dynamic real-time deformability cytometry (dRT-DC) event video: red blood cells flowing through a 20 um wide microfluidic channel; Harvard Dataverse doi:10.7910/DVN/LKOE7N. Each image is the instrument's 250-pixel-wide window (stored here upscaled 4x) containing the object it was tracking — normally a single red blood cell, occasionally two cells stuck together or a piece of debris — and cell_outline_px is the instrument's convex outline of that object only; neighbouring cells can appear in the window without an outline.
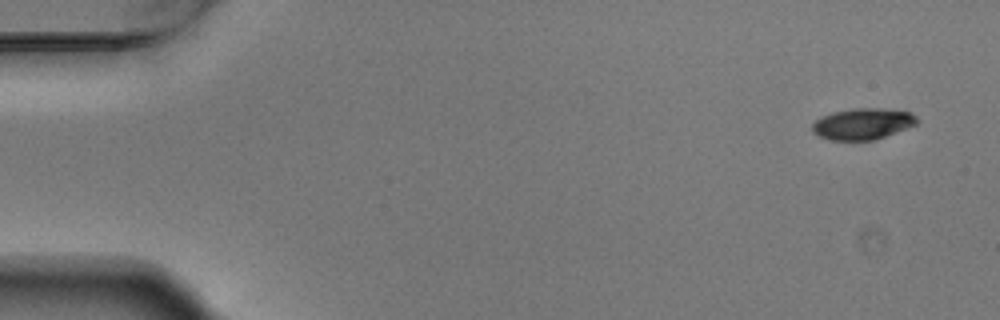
{"species": "Egyptian fruit bat (a non-hibernating species)", "species_latin": "Rousettus aegyptiacus", "temperature_condition": "warm", "stored_images_in_passage": 6, "segment_of_instrument_passage": [1, 2], "camera_frame_rate_fps": 3000, "um_per_image_px": 0.085, "animal": {"sex": "male"}, "frame": {"image": 1, "passage_image": 1, "time_ms": 0.0, "image_size_px": [1000, 320], "cell_outline_px": [[916, 124], [884, 136], [872, 140], [832, 140], [820, 136], [812, 132], [812, 124], [816, 120], [832, 112], [852, 108], [880, 108], [912, 112], [916, 116]], "centroid_in_image_um": [73.31, 10.51], "position_along_channel_um": 11.7, "area_um2": 18.79}}
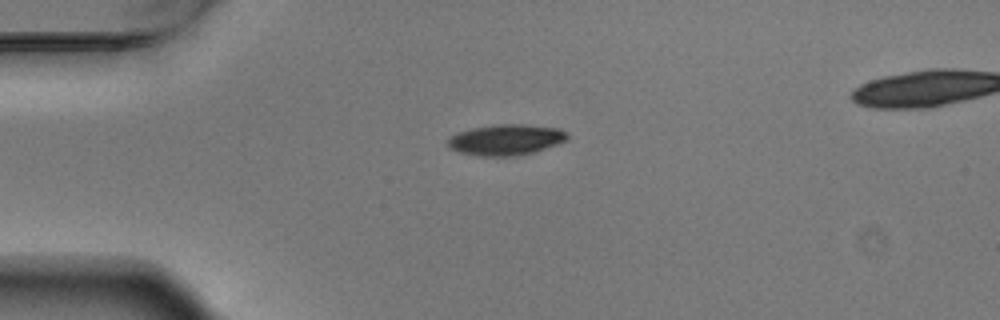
{"frame": {"image": 2, "passage_image": 4, "time_ms": 1.0, "image_size_px": [1000, 320], "cell_outline_px": [[568, 140], [520, 156], [480, 156], [460, 152], [448, 148], [448, 136], [456, 132], [472, 128], [500, 124], [524, 124], [560, 128], [568, 132]], "centroid_in_image_um": [42.99, 11.87], "position_along_channel_um": 42.0, "area_um2": 21.62}}